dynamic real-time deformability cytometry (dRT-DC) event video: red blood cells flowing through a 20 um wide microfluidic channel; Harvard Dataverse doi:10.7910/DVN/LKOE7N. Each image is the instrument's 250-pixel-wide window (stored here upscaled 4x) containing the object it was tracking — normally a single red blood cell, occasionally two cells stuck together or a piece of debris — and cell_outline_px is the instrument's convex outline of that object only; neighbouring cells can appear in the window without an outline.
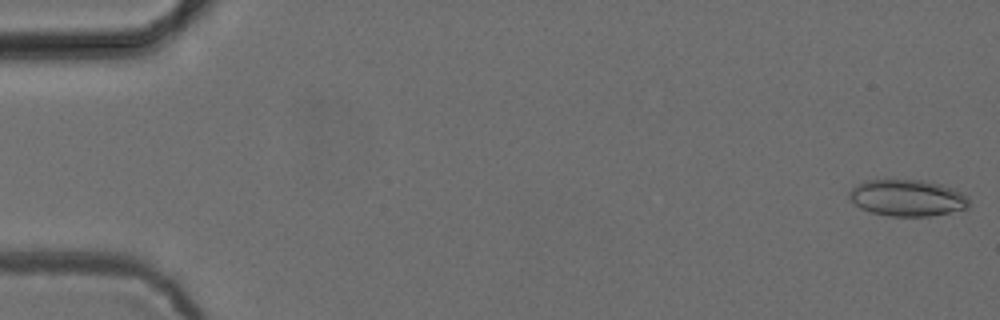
{"species": "common noctule bat (a hibernating species)", "species_latin": "Nyctalus noctula", "temperature_condition": "cold", "stored_images_in_passage": 8, "camera_frame_rate_fps": 3000, "um_per_image_px": 0.085, "animal": {"sex": "female", "body_mass_g": 24.6, "forearm_length_mm": 56.2}, "frame": {"image": 1, "passage_image": 1, "time_ms": 0.0, "image_size_px": [1000, 320], "cell_outline_px": [[968, 208], [928, 216], [888, 216], [872, 212], [860, 208], [848, 196], [848, 192], [852, 188], [864, 180], [920, 180], [940, 184], [956, 188], [968, 196]], "centroid_in_image_um": [77.13, 16.81], "position_along_channel_um": 7.9, "area_um2": 25.43}}